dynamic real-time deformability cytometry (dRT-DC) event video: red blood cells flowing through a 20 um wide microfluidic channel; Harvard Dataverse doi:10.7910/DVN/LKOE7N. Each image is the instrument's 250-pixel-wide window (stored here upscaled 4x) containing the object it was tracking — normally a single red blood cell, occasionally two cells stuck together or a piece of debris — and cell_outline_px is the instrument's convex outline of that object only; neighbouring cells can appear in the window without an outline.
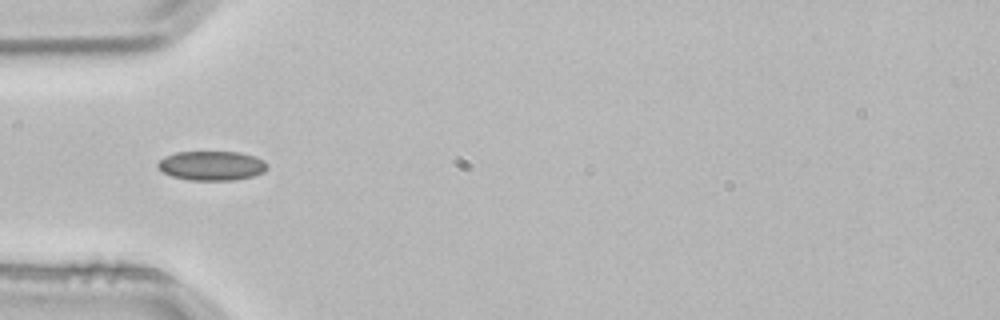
{"species": "common noctule bat (a hibernating species)", "species_latin": "Nyctalus noctula", "temperature_condition": "room temperature", "stored_images_in_passage": 52, "camera_frame_rate_fps": 3000, "um_per_image_px": 0.085, "animal": {"sex": "male", "body_mass_g": 21.5, "forearm_length_mm": 52.0}, "frame": {"image": 1, "passage_image": 16, "time_ms": 5.0, "image_size_px": [1000, 320], "cell_outline_px": [[268, 168], [264, 172], [252, 176], [236, 180], [188, 180], [172, 176], [164, 172], [156, 164], [164, 156], [176, 152], [240, 152], [256, 156], [264, 160], [268, 164]], "centroid_in_image_um": [18.03, 14.08], "position_along_channel_um": 67.0, "area_um2": 18.84}, "authors_computed_cell_mechanics": {"area_um2": 17.8602, "velocity_mm_per_s": 3.8361, "shape_relaxation_time_tau1_ms": null, "shape_relaxation_time_tau2_ms": 4.6292, "deformation_change_tau1": null, "deformation_change_tau2": 0.0759}}